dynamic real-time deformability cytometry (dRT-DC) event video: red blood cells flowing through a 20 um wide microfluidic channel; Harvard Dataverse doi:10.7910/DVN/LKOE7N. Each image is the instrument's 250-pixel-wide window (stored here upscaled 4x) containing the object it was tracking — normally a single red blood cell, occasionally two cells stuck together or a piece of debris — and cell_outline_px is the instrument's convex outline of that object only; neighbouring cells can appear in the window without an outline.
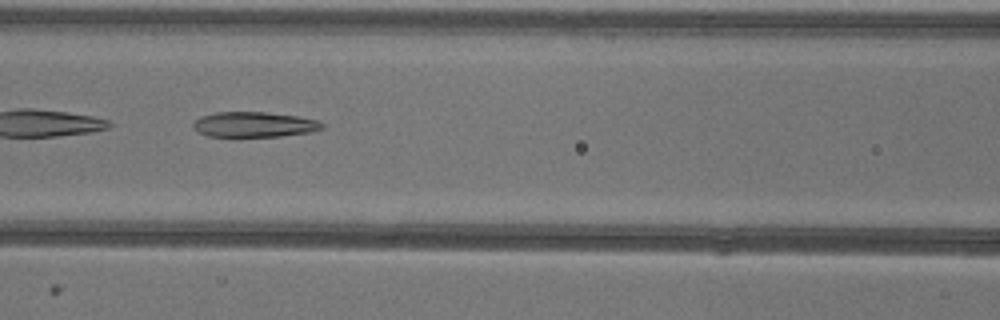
{"species": "common noctule bat (a hibernating species)", "species_latin": "Nyctalus noctula", "temperature_condition": "warm", "stored_images_in_passage": 50, "camera_frame_rate_fps": 3000, "um_per_image_px": 0.085, "animal": {"sex": "female"}, "frame": {"image": 1, "passage_image": 22, "time_ms": 7.0, "image_size_px": [1000, 320], "cell_outline_px": [[324, 128], [312, 132], [280, 136], [240, 140], [208, 136], [196, 132], [192, 128], [192, 124], [200, 116], [216, 112], [264, 112], [296, 116], [320, 120], [324, 124]], "centroid_in_image_um": [21.55, 10.64], "position_along_channel_um": 145.0, "area_um2": 20.11}, "authors_computed_cell_mechanics": {"area_um2": 21.6172, "velocity_mm_per_s": 3.9617, "shape_relaxation_time_tau1_ms": null, "shape_relaxation_time_tau2_ms": 2.3576, "deformation_change_tau1": null, "deformation_change_tau2": 0.1061}}